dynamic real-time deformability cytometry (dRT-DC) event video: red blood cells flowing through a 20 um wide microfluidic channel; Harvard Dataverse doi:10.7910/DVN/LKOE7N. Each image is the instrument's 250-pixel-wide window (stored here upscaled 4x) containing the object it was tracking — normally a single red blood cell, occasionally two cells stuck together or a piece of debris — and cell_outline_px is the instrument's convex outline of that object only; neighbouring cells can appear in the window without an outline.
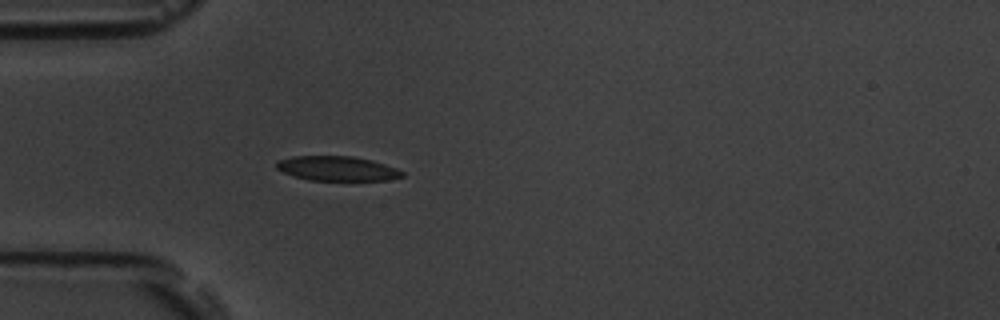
{"species": "common noctule bat (a hibernating species)", "species_latin": "Nyctalus noctula", "temperature_condition": "room temperature", "stored_images_in_passage": 40, "camera_frame_rate_fps": 3000, "um_per_image_px": 0.085, "animal": {"sex": "male", "body_mass_g": 19.5, "forearm_length_mm": 54.6}, "frame": {"image": 1, "passage_image": 1, "time_ms": 0.0, "image_size_px": [1000, 320], "cell_outline_px": [[404, 176], [388, 180], [308, 180], [284, 172], [276, 168], [276, 160], [292, 156], [352, 156], [372, 160], [396, 168], [404, 172]], "centroid_in_image_um": [28.66, 14.31], "position_along_channel_um": 56.3, "area_um2": 17.98}}
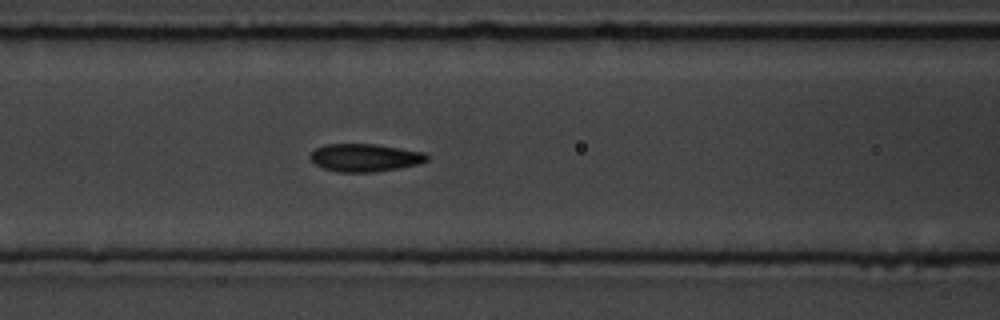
{"frame": {"image": 2, "passage_image": 8, "time_ms": 2.333, "image_size_px": [1000, 320], "cell_outline_px": [[428, 160], [420, 164], [400, 168], [376, 172], [336, 172], [324, 168], [316, 164], [308, 156], [316, 148], [324, 144], [376, 144], [424, 152], [428, 156]], "centroid_in_image_um": [31.03, 13.4], "position_along_channel_um": 135.6, "area_um2": 19.02}}
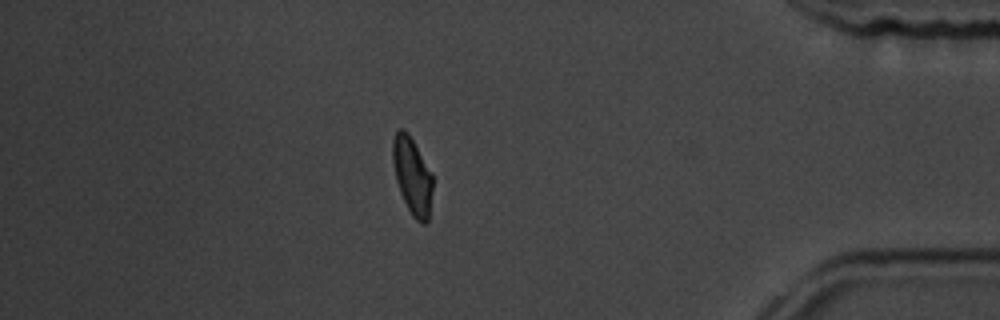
{"frame": {"image": 3, "passage_image": 33, "time_ms": 10.667, "image_size_px": [1000, 320], "cell_outline_px": [[432, 192], [428, 220], [424, 224], [420, 224], [412, 216], [400, 192], [396, 180], [392, 160], [392, 140], [396, 132], [400, 128], [404, 128], [408, 132], [432, 172]], "centroid_in_image_um": [35.04, 14.93], "position_along_channel_um": 400.2, "area_um2": 18.03}, "authors_computed_cell_mechanics": {"area_um2": 18.6116, "velocity_mm_per_s": 3.6329, "shape_relaxation_time_tau1_ms": 6.3469, "shape_relaxation_time_tau2_ms": 1.2234, "deformation_change_tau1": 0.1401, "deformation_change_tau2": 0.0548}}